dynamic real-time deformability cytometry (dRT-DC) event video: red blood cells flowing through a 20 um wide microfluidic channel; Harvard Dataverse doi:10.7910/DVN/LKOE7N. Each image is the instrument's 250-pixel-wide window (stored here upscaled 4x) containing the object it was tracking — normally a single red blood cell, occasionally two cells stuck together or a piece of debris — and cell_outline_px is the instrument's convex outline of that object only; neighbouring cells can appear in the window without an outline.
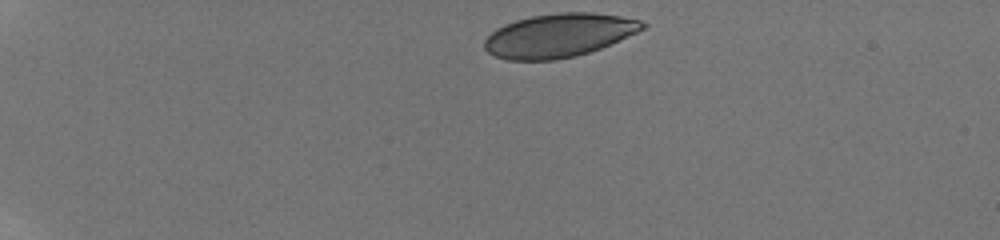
{"species": "human", "species_latin": "Homo sapiens", "temperature_condition": "room temperature", "stored_images_in_passage": 42, "camera_frame_rate_fps": 3000, "um_per_image_px": 0.085, "donor": {"sex": "male"}, "frame": {"image": 1, "passage_image": 1, "time_ms": 0.0, "image_size_px": [1000, 240], "cell_outline_px": [[648, 24], [644, 28], [636, 32], [600, 48], [576, 56], [556, 60], [508, 60], [496, 56], [488, 52], [484, 48], [484, 40], [496, 28], [504, 24], [516, 20], [532, 16], [564, 12], [592, 12], [620, 16], [640, 20]], "centroid_in_image_um": [47.48, 3.01], "position_along_channel_um": 37.5, "area_um2": 39.88}}
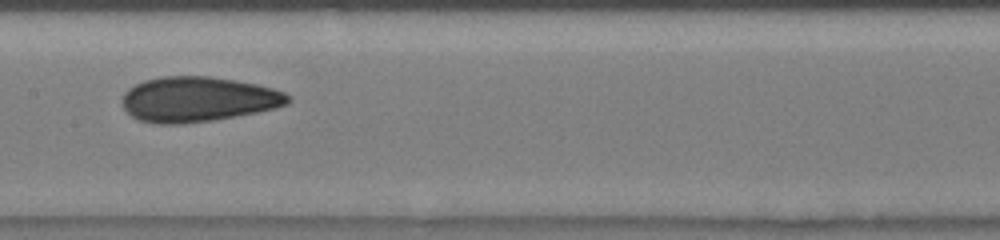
{"frame": {"image": 2, "passage_image": 19, "time_ms": 6.333, "image_size_px": [1000, 240], "cell_outline_px": [[292, 100], [288, 104], [276, 108], [236, 116], [212, 120], [184, 124], [156, 124], [140, 120], [132, 116], [124, 108], [124, 92], [128, 88], [144, 80], [160, 76], [208, 76], [236, 80], [256, 84], [272, 88], [284, 92], [292, 96]], "centroid_in_image_um": [16.85, 8.44], "position_along_channel_um": 190.5, "area_um2": 43.64}}
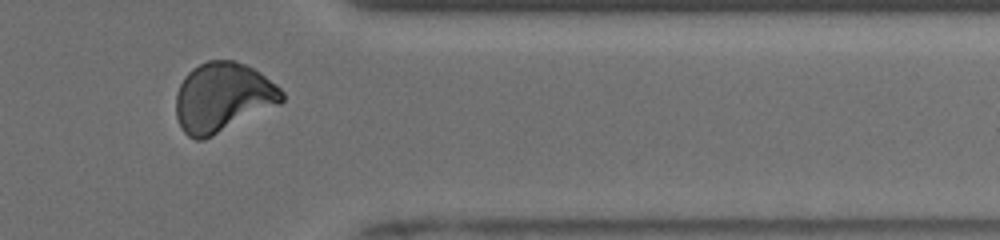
{"frame": {"image": 3, "passage_image": 36, "time_ms": 11.667, "image_size_px": [1000, 240], "cell_outline_px": [[284, 100], [280, 104], [204, 140], [196, 140], [188, 136], [180, 128], [176, 116], [176, 92], [184, 76], [192, 68], [208, 60], [232, 60], [244, 64], [260, 72], [276, 84], [284, 92]], "centroid_in_image_um": [18.92, 8.28], "position_along_channel_um": 392.5, "area_um2": 43.0}, "authors_computed_cell_mechanics": {"area_um2": 42.3096, "velocity_mm_per_s": 3.8673, "shape_relaxation_time_tau1_ms": 7.723, "shape_relaxation_time_tau2_ms": 1.5835, "deformation_change_tau1": 0.1411, "deformation_change_tau2": 0.0494}}